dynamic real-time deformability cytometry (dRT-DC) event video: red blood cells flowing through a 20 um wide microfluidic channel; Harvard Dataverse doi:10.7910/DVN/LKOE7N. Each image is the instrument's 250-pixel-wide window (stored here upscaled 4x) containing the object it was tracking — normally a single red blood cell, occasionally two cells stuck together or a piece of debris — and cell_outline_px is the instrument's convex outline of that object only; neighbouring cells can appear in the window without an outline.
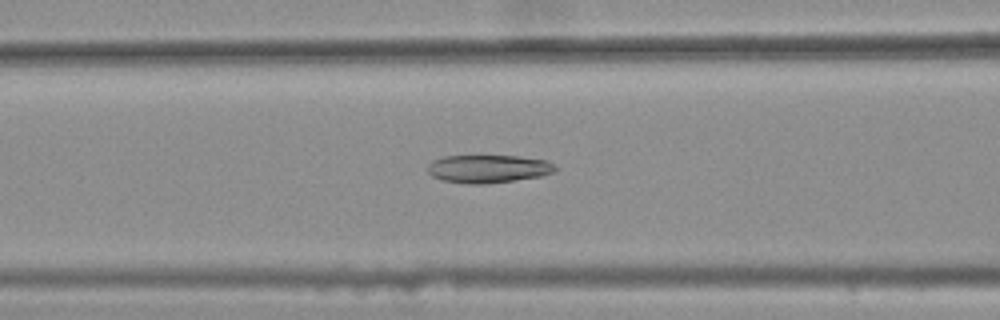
{"species": "common noctule bat (a hibernating species)", "species_latin": "Nyctalus noctula", "temperature_condition": "warm", "stored_images_in_passage": 48, "camera_frame_rate_fps": 3000, "um_per_image_px": 0.085, "animal": {"sex": "female", "body_mass_g": 25.1}, "frame": {"image": 1, "passage_image": 23, "time_ms": 7.333, "image_size_px": [1000, 320], "cell_outline_px": [[560, 168], [556, 172], [540, 176], [484, 184], [468, 184], [444, 180], [432, 176], [428, 172], [428, 164], [432, 160], [444, 156], [520, 156], [548, 160], [556, 164]], "centroid_in_image_um": [41.56, 14.33], "position_along_channel_um": 125.0, "area_um2": 20.98}}
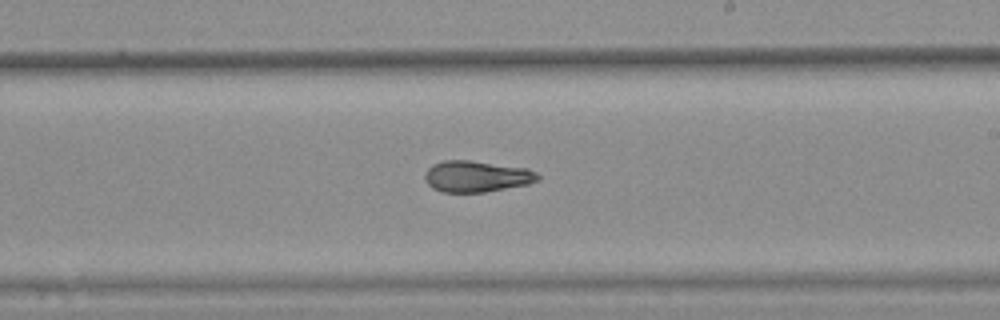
{"frame": {"image": 2, "passage_image": 33, "time_ms": 10.667, "image_size_px": [1000, 320], "cell_outline_px": [[540, 180], [528, 184], [484, 192], [440, 192], [432, 188], [424, 180], [424, 176], [428, 168], [432, 164], [444, 160], [472, 160], [528, 168], [536, 172], [540, 176]], "centroid_in_image_um": [40.5, 14.99], "position_along_channel_um": 248.5, "area_um2": 20.81}}
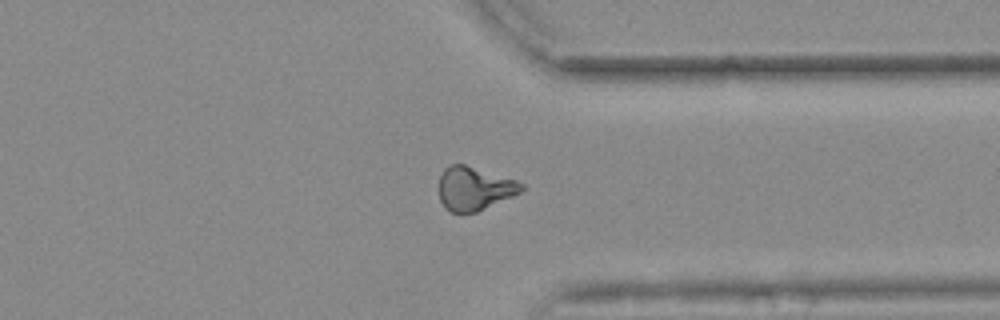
{"frame": {"image": 3, "passage_image": 43, "time_ms": 14.0, "image_size_px": [1000, 320], "cell_outline_px": [[524, 188], [520, 192], [512, 196], [476, 212], [460, 216], [444, 208], [440, 200], [440, 176], [444, 168], [448, 164], [464, 164], [516, 180], [524, 184]], "centroid_in_image_um": [40.28, 16.05], "position_along_channel_um": 371.1, "area_um2": 21.04}, "authors_computed_cell_mechanics": {"area_um2": 21.1259, "velocity_mm_per_s": 3.711, "shape_relaxation_time_tau1_ms": null, "shape_relaxation_time_tau2_ms": 2.3817, "deformation_change_tau1": null, "deformation_change_tau2": 0.0888}}